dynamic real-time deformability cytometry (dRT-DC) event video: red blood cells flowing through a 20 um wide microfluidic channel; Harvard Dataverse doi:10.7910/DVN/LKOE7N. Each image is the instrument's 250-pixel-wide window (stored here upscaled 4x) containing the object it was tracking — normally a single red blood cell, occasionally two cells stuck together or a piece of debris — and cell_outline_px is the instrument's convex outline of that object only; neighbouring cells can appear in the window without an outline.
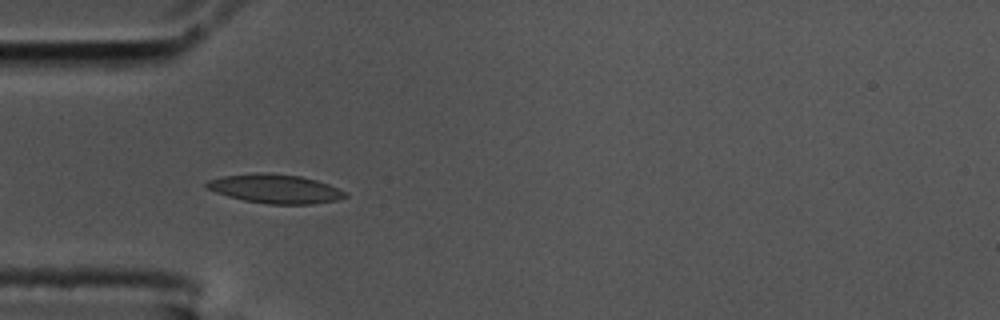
{"species": "common noctule bat (a hibernating species)", "species_latin": "Nyctalus noctula", "temperature_condition": "cold", "stored_images_in_passage": 24, "camera_frame_rate_fps": 3000, "um_per_image_px": 0.085, "animal": {"sex": "male", "body_mass_g": 17.5, "forearm_length_mm": 52.3}, "frame": {"image": 1, "passage_image": 4, "time_ms": 1.0, "image_size_px": [1000, 320], "cell_outline_px": [[348, 196], [336, 200], [312, 204], [268, 204], [244, 200], [228, 196], [216, 192], [208, 188], [204, 184], [208, 180], [224, 176], [256, 172], [268, 172], [300, 176], [316, 180], [328, 184], [348, 192]], "centroid_in_image_um": [23.41, 16.04], "position_along_channel_um": 61.6, "area_um2": 23.41}}
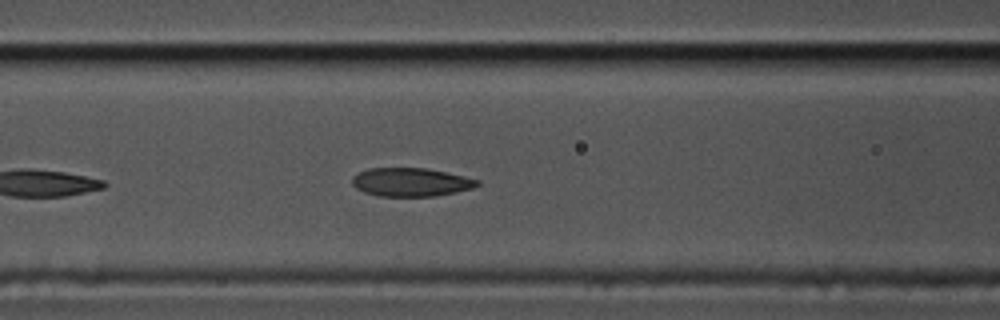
{"frame": {"image": 2, "passage_image": 10, "time_ms": 3.0, "image_size_px": [1000, 320], "cell_outline_px": [[480, 184], [472, 188], [456, 192], [436, 196], [380, 196], [364, 192], [356, 188], [352, 184], [352, 176], [368, 168], [424, 168], [464, 176], [480, 180]], "centroid_in_image_um": [34.91, 15.48], "position_along_channel_um": 131.7, "area_um2": 20.69}}
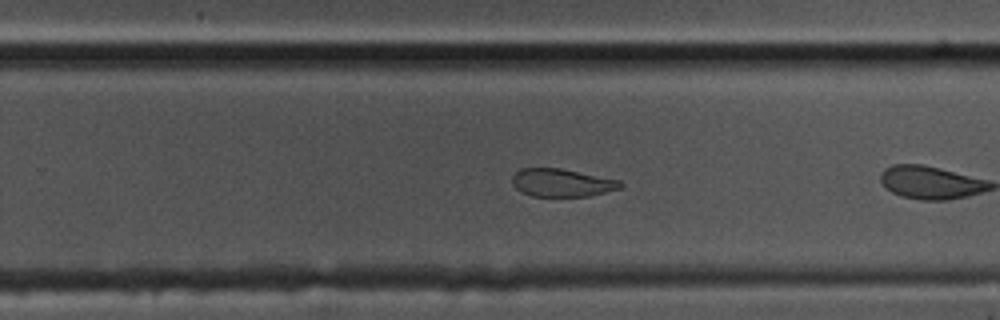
{"frame": {"image": 3, "passage_image": 20, "time_ms": 6.333, "image_size_px": [1000, 320], "cell_outline_px": [[624, 184], [620, 188], [588, 196], [532, 196], [520, 192], [512, 184], [512, 176], [520, 168], [560, 168], [620, 180]], "centroid_in_image_um": [47.73, 15.53], "position_along_channel_um": 282.1, "area_um2": 17.57}}